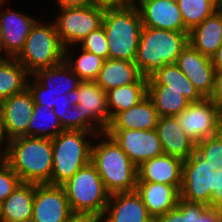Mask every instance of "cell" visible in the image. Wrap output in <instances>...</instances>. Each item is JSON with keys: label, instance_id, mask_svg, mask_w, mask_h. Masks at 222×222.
<instances>
[{"label": "cell", "instance_id": "cell-31", "mask_svg": "<svg viewBox=\"0 0 222 222\" xmlns=\"http://www.w3.org/2000/svg\"><path fill=\"white\" fill-rule=\"evenodd\" d=\"M147 96V83H131L106 91L107 108L111 119L125 111Z\"/></svg>", "mask_w": 222, "mask_h": 222}, {"label": "cell", "instance_id": "cell-35", "mask_svg": "<svg viewBox=\"0 0 222 222\" xmlns=\"http://www.w3.org/2000/svg\"><path fill=\"white\" fill-rule=\"evenodd\" d=\"M195 151L207 162L217 166L216 171H222V131L196 143Z\"/></svg>", "mask_w": 222, "mask_h": 222}, {"label": "cell", "instance_id": "cell-52", "mask_svg": "<svg viewBox=\"0 0 222 222\" xmlns=\"http://www.w3.org/2000/svg\"><path fill=\"white\" fill-rule=\"evenodd\" d=\"M3 59H4V56L2 55L1 50H0V61Z\"/></svg>", "mask_w": 222, "mask_h": 222}, {"label": "cell", "instance_id": "cell-32", "mask_svg": "<svg viewBox=\"0 0 222 222\" xmlns=\"http://www.w3.org/2000/svg\"><path fill=\"white\" fill-rule=\"evenodd\" d=\"M58 116L48 106L34 105V112L23 137L53 139L63 131Z\"/></svg>", "mask_w": 222, "mask_h": 222}, {"label": "cell", "instance_id": "cell-9", "mask_svg": "<svg viewBox=\"0 0 222 222\" xmlns=\"http://www.w3.org/2000/svg\"><path fill=\"white\" fill-rule=\"evenodd\" d=\"M81 116V131L96 134L106 132L111 122L106 92L95 81H81L74 93Z\"/></svg>", "mask_w": 222, "mask_h": 222}, {"label": "cell", "instance_id": "cell-10", "mask_svg": "<svg viewBox=\"0 0 222 222\" xmlns=\"http://www.w3.org/2000/svg\"><path fill=\"white\" fill-rule=\"evenodd\" d=\"M9 3L12 2H0V50L4 58H16L40 17L19 11Z\"/></svg>", "mask_w": 222, "mask_h": 222}, {"label": "cell", "instance_id": "cell-47", "mask_svg": "<svg viewBox=\"0 0 222 222\" xmlns=\"http://www.w3.org/2000/svg\"><path fill=\"white\" fill-rule=\"evenodd\" d=\"M211 60L215 71L222 70V44L215 52V54L211 57Z\"/></svg>", "mask_w": 222, "mask_h": 222}, {"label": "cell", "instance_id": "cell-15", "mask_svg": "<svg viewBox=\"0 0 222 222\" xmlns=\"http://www.w3.org/2000/svg\"><path fill=\"white\" fill-rule=\"evenodd\" d=\"M176 64L204 98L212 94L215 68L212 60L194 49L189 43L182 50Z\"/></svg>", "mask_w": 222, "mask_h": 222}, {"label": "cell", "instance_id": "cell-14", "mask_svg": "<svg viewBox=\"0 0 222 222\" xmlns=\"http://www.w3.org/2000/svg\"><path fill=\"white\" fill-rule=\"evenodd\" d=\"M73 215L62 186L35 183L31 222H67Z\"/></svg>", "mask_w": 222, "mask_h": 222}, {"label": "cell", "instance_id": "cell-44", "mask_svg": "<svg viewBox=\"0 0 222 222\" xmlns=\"http://www.w3.org/2000/svg\"><path fill=\"white\" fill-rule=\"evenodd\" d=\"M9 141L4 124L3 109L0 102V158L6 154Z\"/></svg>", "mask_w": 222, "mask_h": 222}, {"label": "cell", "instance_id": "cell-16", "mask_svg": "<svg viewBox=\"0 0 222 222\" xmlns=\"http://www.w3.org/2000/svg\"><path fill=\"white\" fill-rule=\"evenodd\" d=\"M142 26L170 31H189L183 23L177 3L165 0H133Z\"/></svg>", "mask_w": 222, "mask_h": 222}, {"label": "cell", "instance_id": "cell-38", "mask_svg": "<svg viewBox=\"0 0 222 222\" xmlns=\"http://www.w3.org/2000/svg\"><path fill=\"white\" fill-rule=\"evenodd\" d=\"M27 88L31 92L35 104L53 109L56 95L48 92L47 88L41 85L32 75L28 79Z\"/></svg>", "mask_w": 222, "mask_h": 222}, {"label": "cell", "instance_id": "cell-17", "mask_svg": "<svg viewBox=\"0 0 222 222\" xmlns=\"http://www.w3.org/2000/svg\"><path fill=\"white\" fill-rule=\"evenodd\" d=\"M9 140L22 136L34 112V100L28 88L1 101Z\"/></svg>", "mask_w": 222, "mask_h": 222}, {"label": "cell", "instance_id": "cell-29", "mask_svg": "<svg viewBox=\"0 0 222 222\" xmlns=\"http://www.w3.org/2000/svg\"><path fill=\"white\" fill-rule=\"evenodd\" d=\"M30 74L16 58L0 61V102L27 88Z\"/></svg>", "mask_w": 222, "mask_h": 222}, {"label": "cell", "instance_id": "cell-22", "mask_svg": "<svg viewBox=\"0 0 222 222\" xmlns=\"http://www.w3.org/2000/svg\"><path fill=\"white\" fill-rule=\"evenodd\" d=\"M134 61L105 60L95 82L106 92L131 83H147Z\"/></svg>", "mask_w": 222, "mask_h": 222}, {"label": "cell", "instance_id": "cell-30", "mask_svg": "<svg viewBox=\"0 0 222 222\" xmlns=\"http://www.w3.org/2000/svg\"><path fill=\"white\" fill-rule=\"evenodd\" d=\"M147 96L153 102L160 117H175L190 104L181 92L166 90V85H147Z\"/></svg>", "mask_w": 222, "mask_h": 222}, {"label": "cell", "instance_id": "cell-12", "mask_svg": "<svg viewBox=\"0 0 222 222\" xmlns=\"http://www.w3.org/2000/svg\"><path fill=\"white\" fill-rule=\"evenodd\" d=\"M217 168L195 151L188 159L183 161L180 198L211 206L213 175H215Z\"/></svg>", "mask_w": 222, "mask_h": 222}, {"label": "cell", "instance_id": "cell-25", "mask_svg": "<svg viewBox=\"0 0 222 222\" xmlns=\"http://www.w3.org/2000/svg\"><path fill=\"white\" fill-rule=\"evenodd\" d=\"M35 183L21 182L1 203L2 222H31Z\"/></svg>", "mask_w": 222, "mask_h": 222}, {"label": "cell", "instance_id": "cell-8", "mask_svg": "<svg viewBox=\"0 0 222 222\" xmlns=\"http://www.w3.org/2000/svg\"><path fill=\"white\" fill-rule=\"evenodd\" d=\"M104 12L105 7L94 4L54 11L52 21L64 48L78 45L92 31L101 27Z\"/></svg>", "mask_w": 222, "mask_h": 222}, {"label": "cell", "instance_id": "cell-42", "mask_svg": "<svg viewBox=\"0 0 222 222\" xmlns=\"http://www.w3.org/2000/svg\"><path fill=\"white\" fill-rule=\"evenodd\" d=\"M53 2L54 5L52 9L55 10L50 9V11H56L58 9L64 8L84 7L88 5H93V0H53Z\"/></svg>", "mask_w": 222, "mask_h": 222}, {"label": "cell", "instance_id": "cell-43", "mask_svg": "<svg viewBox=\"0 0 222 222\" xmlns=\"http://www.w3.org/2000/svg\"><path fill=\"white\" fill-rule=\"evenodd\" d=\"M68 130H81L80 110L76 103L69 107Z\"/></svg>", "mask_w": 222, "mask_h": 222}, {"label": "cell", "instance_id": "cell-13", "mask_svg": "<svg viewBox=\"0 0 222 222\" xmlns=\"http://www.w3.org/2000/svg\"><path fill=\"white\" fill-rule=\"evenodd\" d=\"M106 133L114 139L136 167L164 154L156 129H106Z\"/></svg>", "mask_w": 222, "mask_h": 222}, {"label": "cell", "instance_id": "cell-24", "mask_svg": "<svg viewBox=\"0 0 222 222\" xmlns=\"http://www.w3.org/2000/svg\"><path fill=\"white\" fill-rule=\"evenodd\" d=\"M188 43L207 57L215 54L222 44L221 8L189 31Z\"/></svg>", "mask_w": 222, "mask_h": 222}, {"label": "cell", "instance_id": "cell-11", "mask_svg": "<svg viewBox=\"0 0 222 222\" xmlns=\"http://www.w3.org/2000/svg\"><path fill=\"white\" fill-rule=\"evenodd\" d=\"M184 133L195 143L213 137L222 131V112L210 98L190 102L175 116Z\"/></svg>", "mask_w": 222, "mask_h": 222}, {"label": "cell", "instance_id": "cell-45", "mask_svg": "<svg viewBox=\"0 0 222 222\" xmlns=\"http://www.w3.org/2000/svg\"><path fill=\"white\" fill-rule=\"evenodd\" d=\"M160 222H184V213L175 207L158 217Z\"/></svg>", "mask_w": 222, "mask_h": 222}, {"label": "cell", "instance_id": "cell-3", "mask_svg": "<svg viewBox=\"0 0 222 222\" xmlns=\"http://www.w3.org/2000/svg\"><path fill=\"white\" fill-rule=\"evenodd\" d=\"M188 33L142 27L134 60L142 76L149 79L164 65L176 63L188 44Z\"/></svg>", "mask_w": 222, "mask_h": 222}, {"label": "cell", "instance_id": "cell-23", "mask_svg": "<svg viewBox=\"0 0 222 222\" xmlns=\"http://www.w3.org/2000/svg\"><path fill=\"white\" fill-rule=\"evenodd\" d=\"M160 116L153 102L146 96L133 107L118 112L112 119L107 129H156Z\"/></svg>", "mask_w": 222, "mask_h": 222}, {"label": "cell", "instance_id": "cell-21", "mask_svg": "<svg viewBox=\"0 0 222 222\" xmlns=\"http://www.w3.org/2000/svg\"><path fill=\"white\" fill-rule=\"evenodd\" d=\"M156 131L164 154L184 161L195 152L196 143L184 133L174 116L160 117Z\"/></svg>", "mask_w": 222, "mask_h": 222}, {"label": "cell", "instance_id": "cell-1", "mask_svg": "<svg viewBox=\"0 0 222 222\" xmlns=\"http://www.w3.org/2000/svg\"><path fill=\"white\" fill-rule=\"evenodd\" d=\"M90 162L110 195L135 191L138 180L137 167L106 132L94 137Z\"/></svg>", "mask_w": 222, "mask_h": 222}, {"label": "cell", "instance_id": "cell-50", "mask_svg": "<svg viewBox=\"0 0 222 222\" xmlns=\"http://www.w3.org/2000/svg\"><path fill=\"white\" fill-rule=\"evenodd\" d=\"M0 222H2V211H1V203H0Z\"/></svg>", "mask_w": 222, "mask_h": 222}, {"label": "cell", "instance_id": "cell-41", "mask_svg": "<svg viewBox=\"0 0 222 222\" xmlns=\"http://www.w3.org/2000/svg\"><path fill=\"white\" fill-rule=\"evenodd\" d=\"M209 98L222 112V70L215 72L214 87Z\"/></svg>", "mask_w": 222, "mask_h": 222}, {"label": "cell", "instance_id": "cell-49", "mask_svg": "<svg viewBox=\"0 0 222 222\" xmlns=\"http://www.w3.org/2000/svg\"><path fill=\"white\" fill-rule=\"evenodd\" d=\"M147 222H160L158 217H150Z\"/></svg>", "mask_w": 222, "mask_h": 222}, {"label": "cell", "instance_id": "cell-40", "mask_svg": "<svg viewBox=\"0 0 222 222\" xmlns=\"http://www.w3.org/2000/svg\"><path fill=\"white\" fill-rule=\"evenodd\" d=\"M211 206L222 207V171H216L215 175H213Z\"/></svg>", "mask_w": 222, "mask_h": 222}, {"label": "cell", "instance_id": "cell-7", "mask_svg": "<svg viewBox=\"0 0 222 222\" xmlns=\"http://www.w3.org/2000/svg\"><path fill=\"white\" fill-rule=\"evenodd\" d=\"M38 19L32 26L23 50L16 59L32 75L37 70L49 68L64 61L65 48L60 42L52 18Z\"/></svg>", "mask_w": 222, "mask_h": 222}, {"label": "cell", "instance_id": "cell-33", "mask_svg": "<svg viewBox=\"0 0 222 222\" xmlns=\"http://www.w3.org/2000/svg\"><path fill=\"white\" fill-rule=\"evenodd\" d=\"M177 4L189 31L220 9V0H179Z\"/></svg>", "mask_w": 222, "mask_h": 222}, {"label": "cell", "instance_id": "cell-54", "mask_svg": "<svg viewBox=\"0 0 222 222\" xmlns=\"http://www.w3.org/2000/svg\"><path fill=\"white\" fill-rule=\"evenodd\" d=\"M220 8L222 9V0H220Z\"/></svg>", "mask_w": 222, "mask_h": 222}, {"label": "cell", "instance_id": "cell-37", "mask_svg": "<svg viewBox=\"0 0 222 222\" xmlns=\"http://www.w3.org/2000/svg\"><path fill=\"white\" fill-rule=\"evenodd\" d=\"M21 183L19 176L0 158V203Z\"/></svg>", "mask_w": 222, "mask_h": 222}, {"label": "cell", "instance_id": "cell-46", "mask_svg": "<svg viewBox=\"0 0 222 222\" xmlns=\"http://www.w3.org/2000/svg\"><path fill=\"white\" fill-rule=\"evenodd\" d=\"M133 3V0H93L94 5L103 7H120Z\"/></svg>", "mask_w": 222, "mask_h": 222}, {"label": "cell", "instance_id": "cell-4", "mask_svg": "<svg viewBox=\"0 0 222 222\" xmlns=\"http://www.w3.org/2000/svg\"><path fill=\"white\" fill-rule=\"evenodd\" d=\"M102 26L106 32L109 59L134 61L143 27L137 6L131 3L106 7Z\"/></svg>", "mask_w": 222, "mask_h": 222}, {"label": "cell", "instance_id": "cell-51", "mask_svg": "<svg viewBox=\"0 0 222 222\" xmlns=\"http://www.w3.org/2000/svg\"><path fill=\"white\" fill-rule=\"evenodd\" d=\"M165 1H170V2H173V3H177L179 0H165Z\"/></svg>", "mask_w": 222, "mask_h": 222}, {"label": "cell", "instance_id": "cell-6", "mask_svg": "<svg viewBox=\"0 0 222 222\" xmlns=\"http://www.w3.org/2000/svg\"><path fill=\"white\" fill-rule=\"evenodd\" d=\"M61 186L74 215H91L99 219L103 216L110 194L91 162Z\"/></svg>", "mask_w": 222, "mask_h": 222}, {"label": "cell", "instance_id": "cell-36", "mask_svg": "<svg viewBox=\"0 0 222 222\" xmlns=\"http://www.w3.org/2000/svg\"><path fill=\"white\" fill-rule=\"evenodd\" d=\"M82 49L104 58L109 59V48L104 27L92 31L79 44Z\"/></svg>", "mask_w": 222, "mask_h": 222}, {"label": "cell", "instance_id": "cell-5", "mask_svg": "<svg viewBox=\"0 0 222 222\" xmlns=\"http://www.w3.org/2000/svg\"><path fill=\"white\" fill-rule=\"evenodd\" d=\"M95 136L96 133L93 132L63 130L51 139L53 150L51 185L61 186L90 162Z\"/></svg>", "mask_w": 222, "mask_h": 222}, {"label": "cell", "instance_id": "cell-34", "mask_svg": "<svg viewBox=\"0 0 222 222\" xmlns=\"http://www.w3.org/2000/svg\"><path fill=\"white\" fill-rule=\"evenodd\" d=\"M177 207L184 213V222H222V207L190 202L179 198Z\"/></svg>", "mask_w": 222, "mask_h": 222}, {"label": "cell", "instance_id": "cell-28", "mask_svg": "<svg viewBox=\"0 0 222 222\" xmlns=\"http://www.w3.org/2000/svg\"><path fill=\"white\" fill-rule=\"evenodd\" d=\"M64 61L81 81H95L105 59L74 45L65 48Z\"/></svg>", "mask_w": 222, "mask_h": 222}, {"label": "cell", "instance_id": "cell-27", "mask_svg": "<svg viewBox=\"0 0 222 222\" xmlns=\"http://www.w3.org/2000/svg\"><path fill=\"white\" fill-rule=\"evenodd\" d=\"M147 85H166V90L179 91L190 102L204 98L176 63L164 65L147 80Z\"/></svg>", "mask_w": 222, "mask_h": 222}, {"label": "cell", "instance_id": "cell-18", "mask_svg": "<svg viewBox=\"0 0 222 222\" xmlns=\"http://www.w3.org/2000/svg\"><path fill=\"white\" fill-rule=\"evenodd\" d=\"M151 216L136 191L109 196L100 222H147Z\"/></svg>", "mask_w": 222, "mask_h": 222}, {"label": "cell", "instance_id": "cell-39", "mask_svg": "<svg viewBox=\"0 0 222 222\" xmlns=\"http://www.w3.org/2000/svg\"><path fill=\"white\" fill-rule=\"evenodd\" d=\"M74 104V95L61 94L55 97L53 111L58 116L61 126L64 130H68V114L69 107Z\"/></svg>", "mask_w": 222, "mask_h": 222}, {"label": "cell", "instance_id": "cell-20", "mask_svg": "<svg viewBox=\"0 0 222 222\" xmlns=\"http://www.w3.org/2000/svg\"><path fill=\"white\" fill-rule=\"evenodd\" d=\"M137 174V182L182 185L183 160L163 154L143 162L137 167Z\"/></svg>", "mask_w": 222, "mask_h": 222}, {"label": "cell", "instance_id": "cell-53", "mask_svg": "<svg viewBox=\"0 0 222 222\" xmlns=\"http://www.w3.org/2000/svg\"><path fill=\"white\" fill-rule=\"evenodd\" d=\"M10 2V1H12V0H0V2Z\"/></svg>", "mask_w": 222, "mask_h": 222}, {"label": "cell", "instance_id": "cell-48", "mask_svg": "<svg viewBox=\"0 0 222 222\" xmlns=\"http://www.w3.org/2000/svg\"><path fill=\"white\" fill-rule=\"evenodd\" d=\"M67 222H100V219L91 215H73Z\"/></svg>", "mask_w": 222, "mask_h": 222}, {"label": "cell", "instance_id": "cell-19", "mask_svg": "<svg viewBox=\"0 0 222 222\" xmlns=\"http://www.w3.org/2000/svg\"><path fill=\"white\" fill-rule=\"evenodd\" d=\"M182 185L137 182L135 191L141 197L148 214L159 217L177 207Z\"/></svg>", "mask_w": 222, "mask_h": 222}, {"label": "cell", "instance_id": "cell-26", "mask_svg": "<svg viewBox=\"0 0 222 222\" xmlns=\"http://www.w3.org/2000/svg\"><path fill=\"white\" fill-rule=\"evenodd\" d=\"M32 76L52 95H74L81 82L69 65L63 61L58 65L37 70Z\"/></svg>", "mask_w": 222, "mask_h": 222}, {"label": "cell", "instance_id": "cell-2", "mask_svg": "<svg viewBox=\"0 0 222 222\" xmlns=\"http://www.w3.org/2000/svg\"><path fill=\"white\" fill-rule=\"evenodd\" d=\"M2 159L19 176L21 182L51 185V139L23 136L13 138L9 141Z\"/></svg>", "mask_w": 222, "mask_h": 222}]
</instances>
